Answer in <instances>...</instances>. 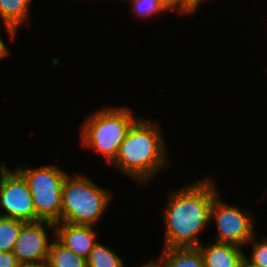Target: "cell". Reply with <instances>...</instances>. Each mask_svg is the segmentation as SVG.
Instances as JSON below:
<instances>
[{
  "label": "cell",
  "mask_w": 267,
  "mask_h": 267,
  "mask_svg": "<svg viewBox=\"0 0 267 267\" xmlns=\"http://www.w3.org/2000/svg\"><path fill=\"white\" fill-rule=\"evenodd\" d=\"M134 117L128 107H106L95 111L86 118L81 127V145L102 154L111 164L117 157L121 143L132 124Z\"/></svg>",
  "instance_id": "3"
},
{
  "label": "cell",
  "mask_w": 267,
  "mask_h": 267,
  "mask_svg": "<svg viewBox=\"0 0 267 267\" xmlns=\"http://www.w3.org/2000/svg\"><path fill=\"white\" fill-rule=\"evenodd\" d=\"M31 2L32 0H0V18L11 40H14L20 25L28 21Z\"/></svg>",
  "instance_id": "11"
},
{
  "label": "cell",
  "mask_w": 267,
  "mask_h": 267,
  "mask_svg": "<svg viewBox=\"0 0 267 267\" xmlns=\"http://www.w3.org/2000/svg\"><path fill=\"white\" fill-rule=\"evenodd\" d=\"M20 262L12 251L0 252V267H19Z\"/></svg>",
  "instance_id": "19"
},
{
  "label": "cell",
  "mask_w": 267,
  "mask_h": 267,
  "mask_svg": "<svg viewBox=\"0 0 267 267\" xmlns=\"http://www.w3.org/2000/svg\"><path fill=\"white\" fill-rule=\"evenodd\" d=\"M157 260L158 267H205L198 247L163 248Z\"/></svg>",
  "instance_id": "12"
},
{
  "label": "cell",
  "mask_w": 267,
  "mask_h": 267,
  "mask_svg": "<svg viewBox=\"0 0 267 267\" xmlns=\"http://www.w3.org/2000/svg\"><path fill=\"white\" fill-rule=\"evenodd\" d=\"M111 196L87 176L67 175L62 185L61 222L97 225Z\"/></svg>",
  "instance_id": "4"
},
{
  "label": "cell",
  "mask_w": 267,
  "mask_h": 267,
  "mask_svg": "<svg viewBox=\"0 0 267 267\" xmlns=\"http://www.w3.org/2000/svg\"><path fill=\"white\" fill-rule=\"evenodd\" d=\"M0 208L5 211L1 217L37 222L33 198L24 177L14 169L9 171L6 163H0Z\"/></svg>",
  "instance_id": "7"
},
{
  "label": "cell",
  "mask_w": 267,
  "mask_h": 267,
  "mask_svg": "<svg viewBox=\"0 0 267 267\" xmlns=\"http://www.w3.org/2000/svg\"><path fill=\"white\" fill-rule=\"evenodd\" d=\"M139 267H158L157 264L154 262V261H151V262H147L145 264H142L141 266Z\"/></svg>",
  "instance_id": "22"
},
{
  "label": "cell",
  "mask_w": 267,
  "mask_h": 267,
  "mask_svg": "<svg viewBox=\"0 0 267 267\" xmlns=\"http://www.w3.org/2000/svg\"><path fill=\"white\" fill-rule=\"evenodd\" d=\"M241 267H254V266L248 264V263L244 260V262H243V264H242Z\"/></svg>",
  "instance_id": "24"
},
{
  "label": "cell",
  "mask_w": 267,
  "mask_h": 267,
  "mask_svg": "<svg viewBox=\"0 0 267 267\" xmlns=\"http://www.w3.org/2000/svg\"><path fill=\"white\" fill-rule=\"evenodd\" d=\"M132 4V13L139 19L153 17V15L167 12L158 0H126Z\"/></svg>",
  "instance_id": "16"
},
{
  "label": "cell",
  "mask_w": 267,
  "mask_h": 267,
  "mask_svg": "<svg viewBox=\"0 0 267 267\" xmlns=\"http://www.w3.org/2000/svg\"><path fill=\"white\" fill-rule=\"evenodd\" d=\"M167 11L177 10L179 14H194L198 9L189 0H158Z\"/></svg>",
  "instance_id": "18"
},
{
  "label": "cell",
  "mask_w": 267,
  "mask_h": 267,
  "mask_svg": "<svg viewBox=\"0 0 267 267\" xmlns=\"http://www.w3.org/2000/svg\"><path fill=\"white\" fill-rule=\"evenodd\" d=\"M19 267H49L48 261L20 263Z\"/></svg>",
  "instance_id": "20"
},
{
  "label": "cell",
  "mask_w": 267,
  "mask_h": 267,
  "mask_svg": "<svg viewBox=\"0 0 267 267\" xmlns=\"http://www.w3.org/2000/svg\"><path fill=\"white\" fill-rule=\"evenodd\" d=\"M196 8H199L201 2H203V0H189Z\"/></svg>",
  "instance_id": "23"
},
{
  "label": "cell",
  "mask_w": 267,
  "mask_h": 267,
  "mask_svg": "<svg viewBox=\"0 0 267 267\" xmlns=\"http://www.w3.org/2000/svg\"><path fill=\"white\" fill-rule=\"evenodd\" d=\"M254 215L239 206H232L220 200L219 193L214 197L210 211V221H216V242L233 244L243 248L255 237Z\"/></svg>",
  "instance_id": "6"
},
{
  "label": "cell",
  "mask_w": 267,
  "mask_h": 267,
  "mask_svg": "<svg viewBox=\"0 0 267 267\" xmlns=\"http://www.w3.org/2000/svg\"><path fill=\"white\" fill-rule=\"evenodd\" d=\"M209 177L172 191L163 211L165 240L163 248L198 247L199 234L210 221L214 197L218 194Z\"/></svg>",
  "instance_id": "1"
},
{
  "label": "cell",
  "mask_w": 267,
  "mask_h": 267,
  "mask_svg": "<svg viewBox=\"0 0 267 267\" xmlns=\"http://www.w3.org/2000/svg\"><path fill=\"white\" fill-rule=\"evenodd\" d=\"M198 246L204 260L205 267H241L245 253L241 247L221 242Z\"/></svg>",
  "instance_id": "10"
},
{
  "label": "cell",
  "mask_w": 267,
  "mask_h": 267,
  "mask_svg": "<svg viewBox=\"0 0 267 267\" xmlns=\"http://www.w3.org/2000/svg\"><path fill=\"white\" fill-rule=\"evenodd\" d=\"M55 223L48 220L25 222L13 248V254L20 263L46 261L52 240L48 241V232Z\"/></svg>",
  "instance_id": "8"
},
{
  "label": "cell",
  "mask_w": 267,
  "mask_h": 267,
  "mask_svg": "<svg viewBox=\"0 0 267 267\" xmlns=\"http://www.w3.org/2000/svg\"><path fill=\"white\" fill-rule=\"evenodd\" d=\"M255 240L253 237L248 241L247 245L252 243V252L250 257L245 254L244 260L254 267H267V238L261 242Z\"/></svg>",
  "instance_id": "17"
},
{
  "label": "cell",
  "mask_w": 267,
  "mask_h": 267,
  "mask_svg": "<svg viewBox=\"0 0 267 267\" xmlns=\"http://www.w3.org/2000/svg\"><path fill=\"white\" fill-rule=\"evenodd\" d=\"M97 233L93 225L56 222V240L75 254L87 259L94 245L97 243Z\"/></svg>",
  "instance_id": "9"
},
{
  "label": "cell",
  "mask_w": 267,
  "mask_h": 267,
  "mask_svg": "<svg viewBox=\"0 0 267 267\" xmlns=\"http://www.w3.org/2000/svg\"><path fill=\"white\" fill-rule=\"evenodd\" d=\"M9 51V48L5 45V42L1 39L0 35V60L7 57L10 54Z\"/></svg>",
  "instance_id": "21"
},
{
  "label": "cell",
  "mask_w": 267,
  "mask_h": 267,
  "mask_svg": "<svg viewBox=\"0 0 267 267\" xmlns=\"http://www.w3.org/2000/svg\"><path fill=\"white\" fill-rule=\"evenodd\" d=\"M87 267H125L123 260L109 247L97 243L87 258Z\"/></svg>",
  "instance_id": "14"
},
{
  "label": "cell",
  "mask_w": 267,
  "mask_h": 267,
  "mask_svg": "<svg viewBox=\"0 0 267 267\" xmlns=\"http://www.w3.org/2000/svg\"><path fill=\"white\" fill-rule=\"evenodd\" d=\"M26 180L36 215L41 220L61 222L62 185L67 174L57 165L15 168Z\"/></svg>",
  "instance_id": "5"
},
{
  "label": "cell",
  "mask_w": 267,
  "mask_h": 267,
  "mask_svg": "<svg viewBox=\"0 0 267 267\" xmlns=\"http://www.w3.org/2000/svg\"><path fill=\"white\" fill-rule=\"evenodd\" d=\"M147 121L138 118L132 124L117 157L111 163L123 174L142 184L148 183L168 164L160 124Z\"/></svg>",
  "instance_id": "2"
},
{
  "label": "cell",
  "mask_w": 267,
  "mask_h": 267,
  "mask_svg": "<svg viewBox=\"0 0 267 267\" xmlns=\"http://www.w3.org/2000/svg\"><path fill=\"white\" fill-rule=\"evenodd\" d=\"M49 267H87V259L75 254L52 239L48 255Z\"/></svg>",
  "instance_id": "13"
},
{
  "label": "cell",
  "mask_w": 267,
  "mask_h": 267,
  "mask_svg": "<svg viewBox=\"0 0 267 267\" xmlns=\"http://www.w3.org/2000/svg\"><path fill=\"white\" fill-rule=\"evenodd\" d=\"M24 221L0 216V252L13 251Z\"/></svg>",
  "instance_id": "15"
}]
</instances>
